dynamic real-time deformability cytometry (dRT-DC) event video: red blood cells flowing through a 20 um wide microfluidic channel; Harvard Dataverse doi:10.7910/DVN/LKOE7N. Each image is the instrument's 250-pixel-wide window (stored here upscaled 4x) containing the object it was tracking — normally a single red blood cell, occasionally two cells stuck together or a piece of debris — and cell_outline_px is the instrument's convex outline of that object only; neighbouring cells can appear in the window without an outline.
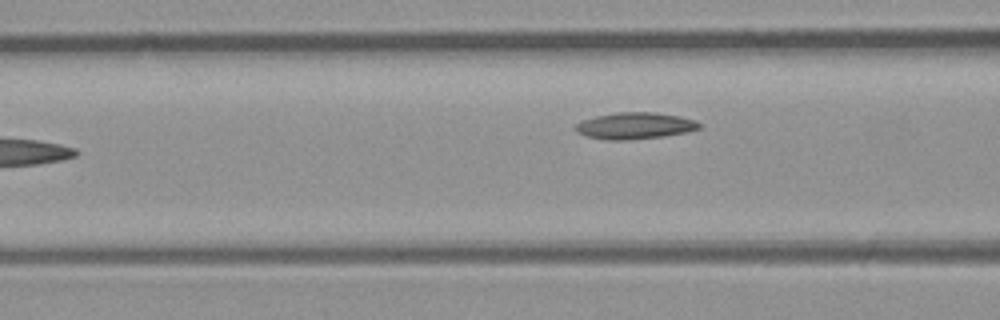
{"species": "common noctule bat (a hibernating species)", "species_latin": "Nyctalus noctula", "temperature_condition": "room temperature", "stored_images_in_passage": 6, "camera_frame_rate_fps": 3000, "um_per_image_px": 0.085, "animal": {"sex": "male", "body_mass_g": 23.1, "forearm_length_mm": 52.7}, "frame": {"image": 1, "passage_image": 5, "time_ms": 4.667, "image_size_px": [1000, 320], "cell_outline_px": [[704, 124], [700, 128], [688, 132], [664, 136], [628, 140], [608, 140], [588, 136], [576, 132], [572, 128], [576, 124], [584, 120], [596, 116], [616, 112], [652, 112], [680, 116], [696, 120]], "centroid_in_image_um": [54.0, 10.69], "position_along_channel_um": 112.6, "area_um2": 19.31}}
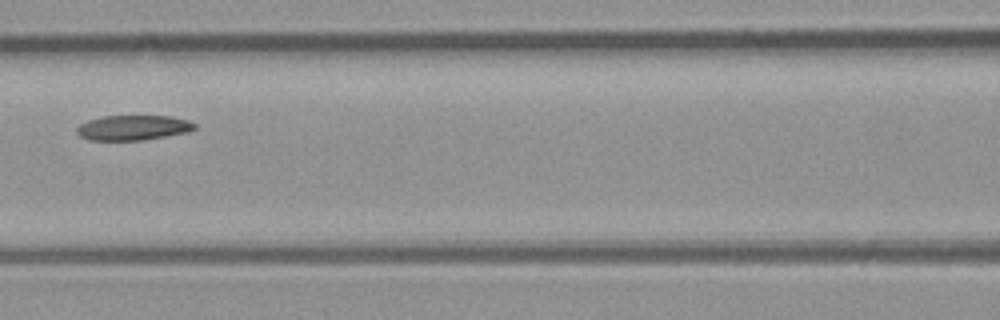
{"frame": {"image": 2, "passage_image": 6, "time_ms": 5.667, "image_size_px": [1000, 320], "cell_outline_px": [[196, 128], [188, 132], [140, 140], [88, 140], [80, 136], [76, 132], [76, 128], [80, 124], [88, 120], [104, 116], [172, 116], [188, 120], [196, 124]], "centroid_in_image_um": [11.3, 10.85], "position_along_channel_um": 155.3, "area_um2": 17.11}}